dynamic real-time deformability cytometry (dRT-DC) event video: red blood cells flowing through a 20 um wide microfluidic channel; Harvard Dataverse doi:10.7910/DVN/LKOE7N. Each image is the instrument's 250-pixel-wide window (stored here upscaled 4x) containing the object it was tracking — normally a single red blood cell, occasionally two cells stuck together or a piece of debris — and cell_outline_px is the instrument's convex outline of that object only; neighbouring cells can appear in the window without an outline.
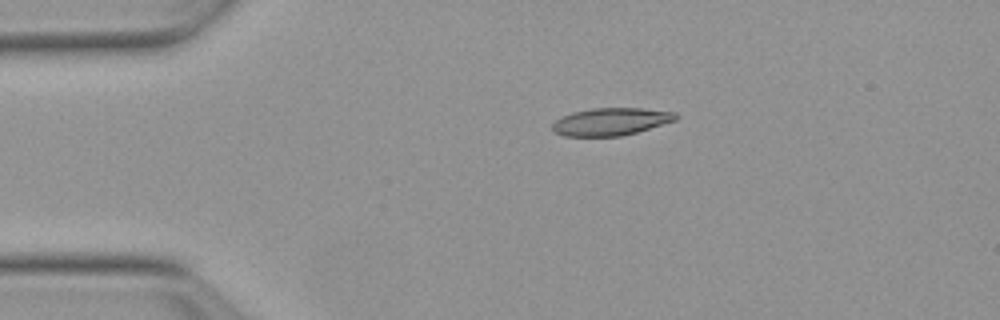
{"species": "Egyptian fruit bat (a non-hibernating species)", "species_latin": "Rousettus aegyptiacus", "temperature_condition": "warm", "stored_images_in_passage": 43, "camera_frame_rate_fps": 3000, "um_per_image_px": 0.085, "animal": {"sex": "female"}, "frame": {"image": 1, "passage_image": 1, "time_ms": 0.0, "image_size_px": [1000, 320], "cell_outline_px": [[680, 116], [676, 120], [636, 132], [620, 136], [564, 136], [556, 132], [552, 128], [552, 124], [556, 120], [572, 112], [592, 108], [640, 108], [676, 112]], "centroid_in_image_um": [51.94, 10.33], "position_along_channel_um": 33.1, "area_um2": 19.65}}
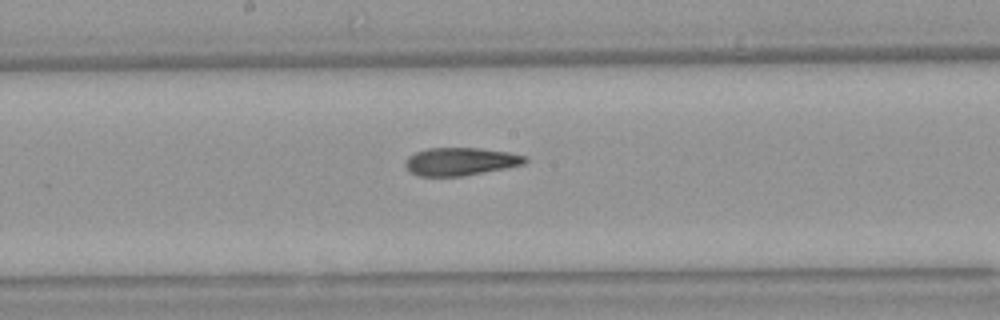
{"frame": {"image": 2, "passage_image": 18, "time_ms": 5.667, "image_size_px": [1000, 320], "cell_outline_px": [[528, 160], [524, 164], [464, 176], [416, 176], [408, 172], [404, 164], [408, 156], [416, 152], [428, 148], [480, 148], [508, 152], [528, 156]], "centroid_in_image_um": [39.11, 13.73], "position_along_channel_um": 209.1, "area_um2": 19.59}}
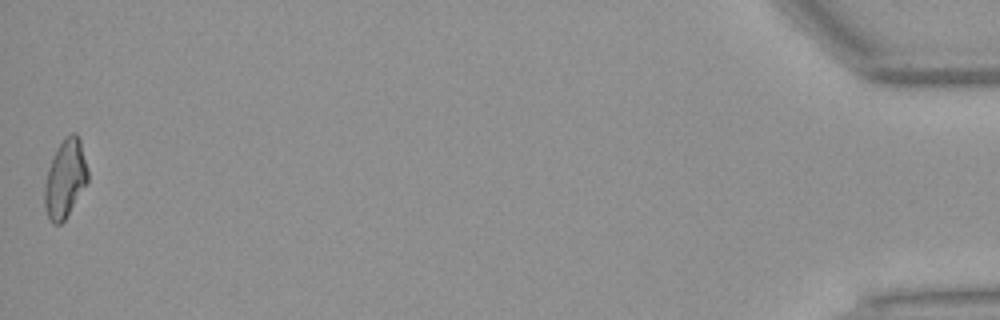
{"frame": {"image": 3, "passage_image": 43, "time_ms": 14.0, "image_size_px": [1000, 320], "cell_outline_px": [[88, 180], [64, 220], [60, 224], [52, 224], [48, 216], [44, 204], [44, 184], [48, 168], [56, 148], [64, 136], [72, 132], [76, 132], [80, 140], [88, 168]], "centroid_in_image_um": [5.53, 15.14], "position_along_channel_um": 429.7, "area_um2": 19.65}, "authors_computed_cell_mechanics": {"area_um2": 19.7676, "velocity_mm_per_s": 3.845, "shape_relaxation_time_tau1_ms": null, "shape_relaxation_time_tau2_ms": 2.9895, "deformation_change_tau1": null, "deformation_change_tau2": 0.1184}}